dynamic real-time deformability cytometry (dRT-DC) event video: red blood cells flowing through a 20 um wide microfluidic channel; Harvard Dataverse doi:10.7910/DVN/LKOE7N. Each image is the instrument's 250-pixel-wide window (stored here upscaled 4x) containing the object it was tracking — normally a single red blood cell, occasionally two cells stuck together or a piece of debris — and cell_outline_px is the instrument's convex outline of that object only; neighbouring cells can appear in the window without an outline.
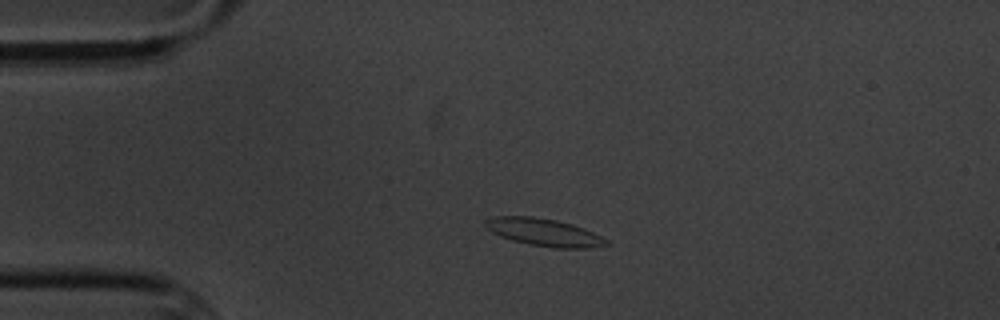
{"species": "common noctule bat (a hibernating species)", "species_latin": "Nyctalus noctula", "temperature_condition": "cold", "stored_images_in_passage": 4, "camera_frame_rate_fps": 3000, "um_per_image_px": 0.085, "animal": {"sex": "male", "body_mass_g": 20.1, "forearm_length_mm": 53.5}, "frame": {"image": 1, "passage_image": 3, "time_ms": 2.333, "image_size_px": [1000, 320], "cell_outline_px": [[608, 244], [588, 248], [552, 248], [528, 244], [512, 240], [500, 236], [492, 232], [484, 224], [484, 220], [492, 216], [532, 216], [556, 220], [572, 224], [584, 228], [608, 240]], "centroid_in_image_um": [46.21, 19.74], "position_along_channel_um": 38.8, "area_um2": 19.36}}